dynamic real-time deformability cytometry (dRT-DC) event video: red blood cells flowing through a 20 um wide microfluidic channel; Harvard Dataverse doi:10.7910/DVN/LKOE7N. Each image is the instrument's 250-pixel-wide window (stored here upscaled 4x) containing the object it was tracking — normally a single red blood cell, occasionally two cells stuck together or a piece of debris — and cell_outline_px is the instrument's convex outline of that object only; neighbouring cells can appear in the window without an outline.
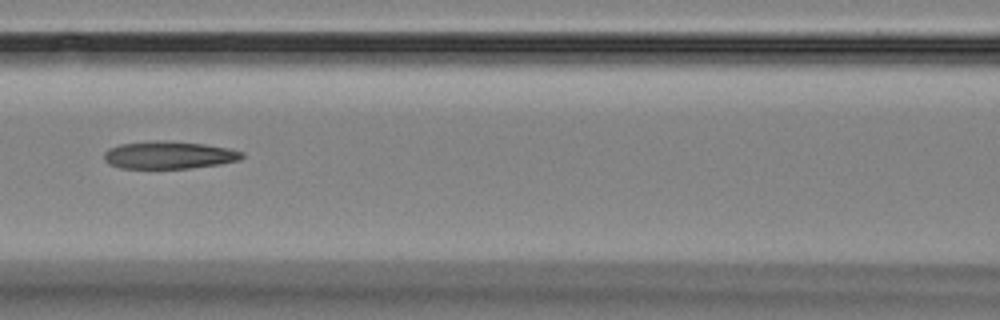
{"species": "Egyptian fruit bat (a non-hibernating species)", "species_latin": "Rousettus aegyptiacus", "temperature_condition": "room temperature", "stored_images_in_passage": 12, "camera_frame_rate_fps": 3000, "um_per_image_px": 0.085, "animal": {"sex": "female"}, "frame": {"image": 1, "passage_image": 4, "time_ms": 4.667, "image_size_px": [1000, 320], "cell_outline_px": [[244, 156], [240, 160], [220, 164], [192, 168], [120, 168], [108, 164], [104, 160], [104, 152], [108, 148], [120, 144], [204, 144], [228, 148], [244, 152]], "centroid_in_image_um": [14.39, 13.24], "position_along_channel_um": 152.2, "area_um2": 20.98}}
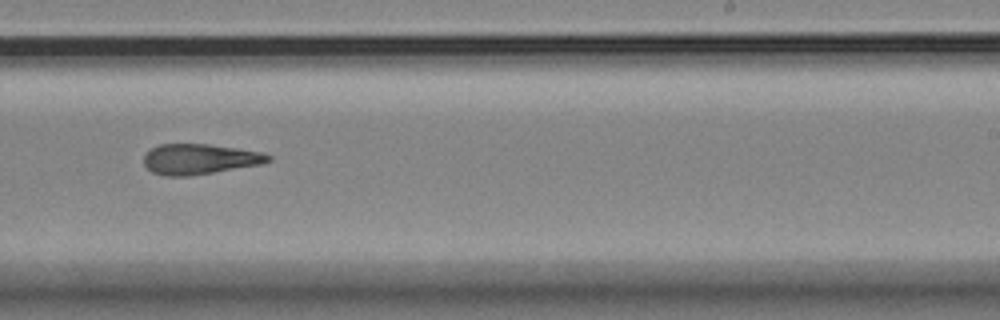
{"frame": {"image": 2, "passage_image": 7, "time_ms": 8.0, "image_size_px": [1000, 320], "cell_outline_px": [[272, 160], [264, 164], [192, 176], [164, 176], [152, 172], [144, 164], [144, 156], [152, 148], [160, 144], [208, 144], [236, 148], [260, 152], [272, 156]], "centroid_in_image_um": [16.99, 13.54], "position_along_channel_um": 272.0, "area_um2": 22.14}}
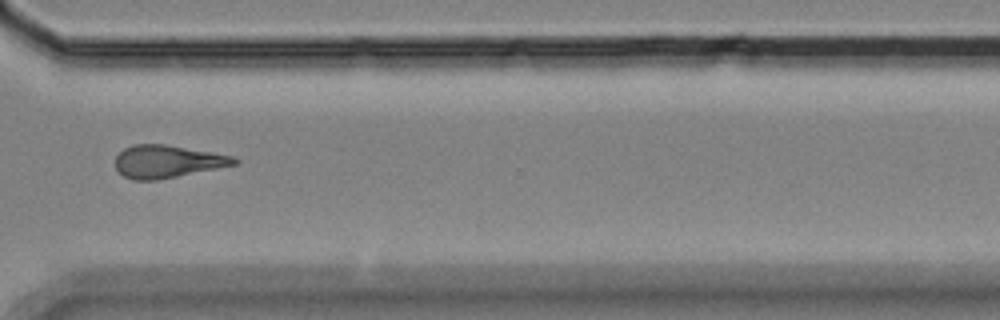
{"frame": {"image": 3, "passage_image": 9, "time_ms": 10.333, "image_size_px": [1000, 320], "cell_outline_px": [[240, 160], [236, 164], [156, 180], [132, 180], [124, 176], [116, 168], [116, 156], [124, 148], [132, 144], [164, 144], [212, 152], [232, 156]], "centroid_in_image_um": [14.19, 13.72], "position_along_channel_um": 356.4, "area_um2": 22.31}, "authors_computed_cell_mechanics": {"area_um2": 22.3975, "velocity_mm_per_s": 3.6173, "shape_relaxation_time_tau1_ms": null, "shape_relaxation_time_tau2_ms": 8.9563, "deformation_change_tau1": null, "deformation_change_tau2": 0.2502}}